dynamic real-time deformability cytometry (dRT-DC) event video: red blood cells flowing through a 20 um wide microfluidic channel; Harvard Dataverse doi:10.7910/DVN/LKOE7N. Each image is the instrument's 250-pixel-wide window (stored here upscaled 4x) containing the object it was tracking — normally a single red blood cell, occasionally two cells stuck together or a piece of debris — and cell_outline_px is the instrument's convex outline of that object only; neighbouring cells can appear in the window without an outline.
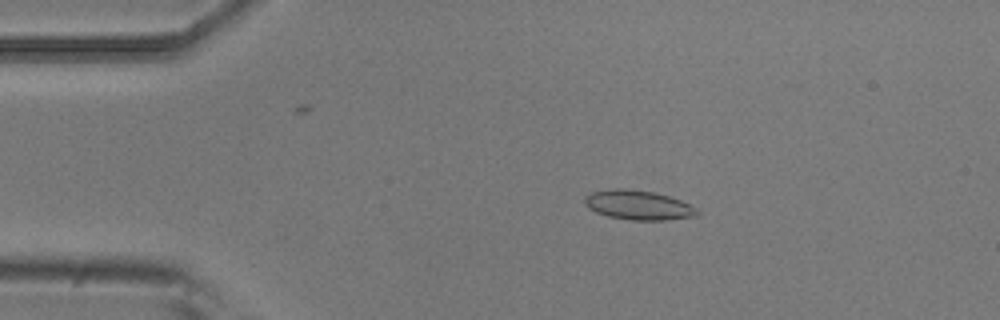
{"species": "common noctule bat (a hibernating species)", "species_latin": "Nyctalus noctula", "temperature_condition": "room temperature", "stored_images_in_passage": 5, "camera_frame_rate_fps": 3000, "um_per_image_px": 0.085, "animal": {"sex": "male", "body_mass_g": 20.5, "forearm_length_mm": 52.5}, "frame": {"image": 1, "passage_image": 3, "time_ms": 0.667, "image_size_px": [1000, 320], "cell_outline_px": [[700, 212], [696, 216], [668, 220], [632, 220], [608, 216], [596, 212], [588, 208], [584, 204], [584, 196], [592, 192], [612, 188], [624, 188], [652, 192], [668, 196], [680, 200], [696, 208]], "centroid_in_image_um": [54.23, 17.43], "position_along_channel_um": 30.8, "area_um2": 19.31}}
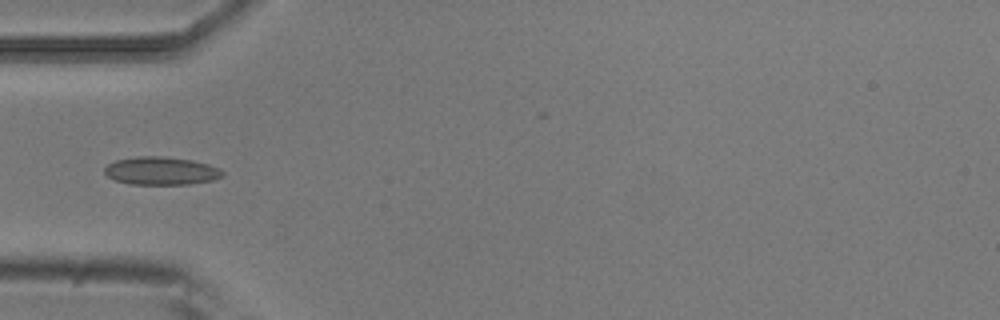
{"frame": {"image": 2, "passage_image": 5, "time_ms": 1.333, "image_size_px": [1000, 320], "cell_outline_px": [[224, 176], [212, 180], [188, 184], [132, 184], [116, 180], [108, 176], [104, 172], [104, 168], [108, 164], [116, 160], [136, 156], [164, 156], [192, 160], [208, 164], [220, 168], [224, 172]], "centroid_in_image_um": [13.72, 14.51], "position_along_channel_um": 71.3, "area_um2": 19.25}}